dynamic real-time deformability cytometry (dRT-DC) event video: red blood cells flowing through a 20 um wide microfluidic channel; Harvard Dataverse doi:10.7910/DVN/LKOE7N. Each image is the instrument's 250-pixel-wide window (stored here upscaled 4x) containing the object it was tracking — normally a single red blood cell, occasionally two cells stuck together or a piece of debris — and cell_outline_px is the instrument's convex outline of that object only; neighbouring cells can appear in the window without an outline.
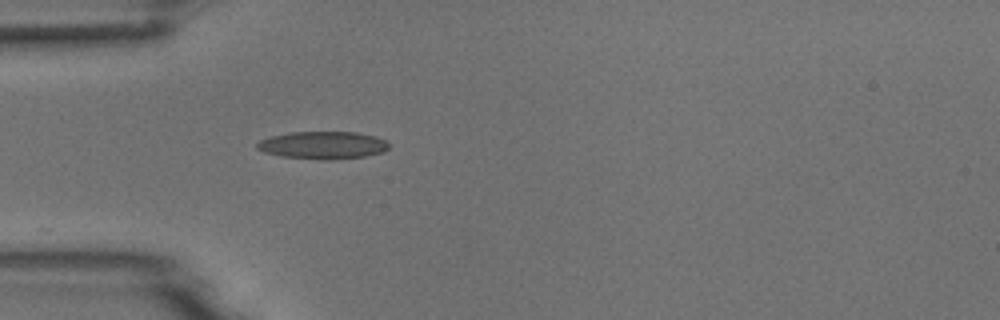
{"species": "common noctule bat (a hibernating species)", "species_latin": "Nyctalus noctula", "temperature_condition": "room temperature", "stored_images_in_passage": 3, "camera_frame_rate_fps": 3000, "um_per_image_px": 0.085, "animal": {"sex": "male", "body_mass_g": 18.8}, "frame": {"image": 1, "passage_image": 3, "time_ms": 3.333, "image_size_px": [1000, 320], "cell_outline_px": [[388, 148], [384, 152], [364, 156], [332, 160], [324, 160], [280, 156], [264, 152], [256, 148], [256, 144], [260, 140], [272, 136], [292, 132], [356, 132], [376, 136], [384, 140], [388, 144]], "centroid_in_image_um": [27.44, 12.34], "position_along_channel_um": 57.6, "area_um2": 21.15}}